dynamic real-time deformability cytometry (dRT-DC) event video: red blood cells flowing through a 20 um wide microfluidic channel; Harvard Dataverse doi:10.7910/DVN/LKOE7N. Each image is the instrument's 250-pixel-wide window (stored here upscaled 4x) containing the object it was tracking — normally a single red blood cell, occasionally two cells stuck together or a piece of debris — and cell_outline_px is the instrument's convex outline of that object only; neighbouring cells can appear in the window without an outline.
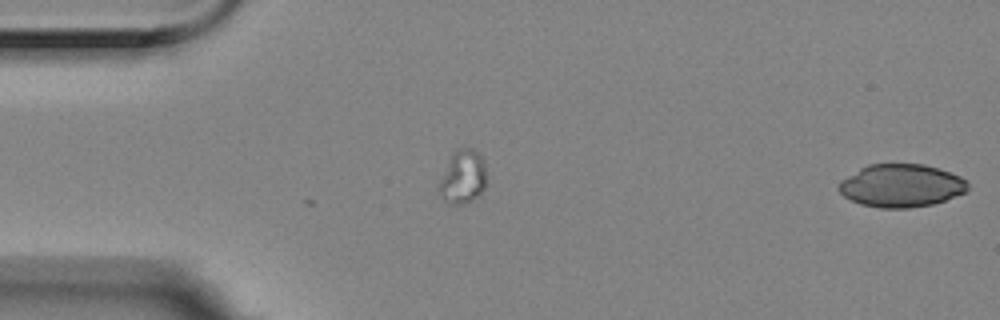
{"species": "Egyptian fruit bat (a non-hibernating species)", "species_latin": "Rousettus aegyptiacus", "temperature_condition": "room temperature", "stored_images_in_passage": 4, "segment_of_instrument_passage": [2, 2], "camera_frame_rate_fps": 3000, "um_per_image_px": 0.085, "animal": {"sex": "female"}, "frame": {"image": 1, "passage_image": 4, "time_ms": 1.0, "image_size_px": [1000, 320], "cell_outline_px": [[968, 192], [932, 204], [908, 208], [880, 208], [860, 204], [844, 196], [836, 188], [840, 180], [860, 168], [868, 164], [924, 164], [960, 176], [968, 184]], "centroid_in_image_um": [76.57, 15.78], "position_along_channel_um": 8.4, "area_um2": 32.25}}